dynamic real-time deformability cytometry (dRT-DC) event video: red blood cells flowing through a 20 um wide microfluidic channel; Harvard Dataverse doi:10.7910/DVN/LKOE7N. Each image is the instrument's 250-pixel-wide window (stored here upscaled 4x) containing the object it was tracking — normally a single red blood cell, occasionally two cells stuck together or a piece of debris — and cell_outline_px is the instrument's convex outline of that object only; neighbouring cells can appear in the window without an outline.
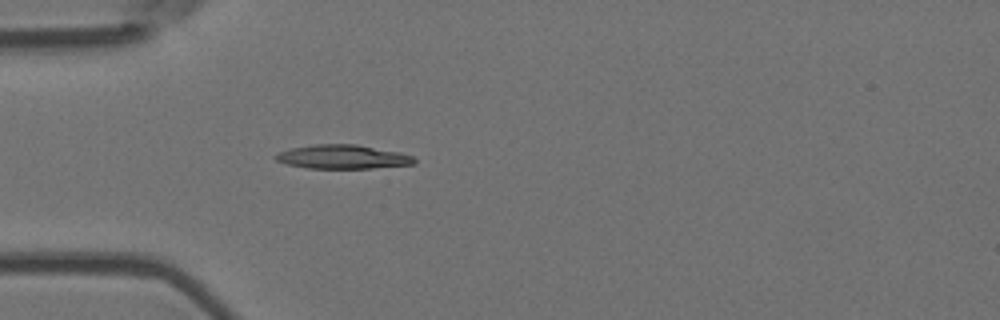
{"species": "Egyptian fruit bat (a non-hibernating species)", "species_latin": "Rousettus aegyptiacus", "temperature_condition": "room temperature", "stored_images_in_passage": 1, "camera_frame_rate_fps": 3000, "um_per_image_px": 0.085, "animal": {"sex": "female"}, "frame": {"image": 1, "passage_image": 1, "time_ms": 0.0, "image_size_px": [1000, 320], "cell_outline_px": [[416, 164], [372, 168], [308, 168], [288, 164], [276, 160], [272, 156], [280, 152], [292, 148], [316, 144], [356, 144], [400, 152], [412, 156], [416, 160]], "centroid_in_image_um": [29.16, 13.33], "position_along_channel_um": 55.8, "area_um2": 19.25}}